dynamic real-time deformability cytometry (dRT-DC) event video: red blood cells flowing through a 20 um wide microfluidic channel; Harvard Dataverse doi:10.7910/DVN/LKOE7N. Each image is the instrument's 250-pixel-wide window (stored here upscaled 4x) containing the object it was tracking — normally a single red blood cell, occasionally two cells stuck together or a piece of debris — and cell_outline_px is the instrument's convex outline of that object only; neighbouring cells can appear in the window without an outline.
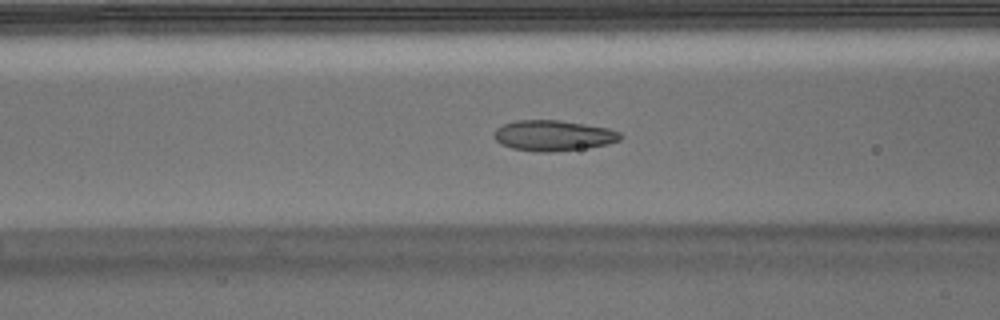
{"species": "Egyptian fruit bat (a non-hibernating species)", "species_latin": "Rousettus aegyptiacus", "temperature_condition": "warm", "stored_images_in_passage": 44, "camera_frame_rate_fps": 3000, "um_per_image_px": 0.085, "animal": {"sex": "male"}, "frame": {"image": 1, "passage_image": 19, "time_ms": 6.0, "image_size_px": [1000, 320], "cell_outline_px": [[620, 140], [604, 144], [580, 148], [548, 152], [536, 152], [512, 148], [500, 144], [492, 136], [496, 128], [504, 124], [516, 120], [560, 120], [608, 128], [620, 132]], "centroid_in_image_um": [46.95, 11.51], "position_along_channel_um": 119.6, "area_um2": 22.25}}
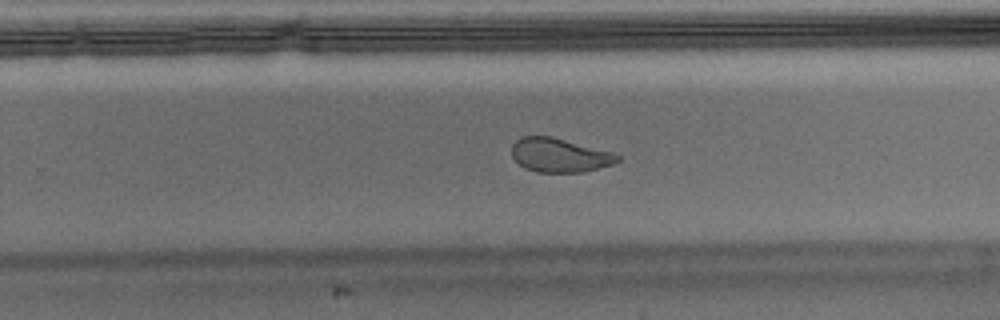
{"frame": {"image": 2, "passage_image": 32, "time_ms": 10.333, "image_size_px": [1000, 320], "cell_outline_px": [[620, 160], [612, 164], [580, 172], [536, 172], [524, 168], [512, 156], [512, 144], [520, 136], [552, 136], [616, 152], [620, 156]], "centroid_in_image_um": [47.57, 13.17], "position_along_channel_um": 282.2, "area_um2": 21.1}, "authors_computed_cell_mechanics": {"area_um2": 22.0507, "velocity_mm_per_s": 3.7608, "shape_relaxation_time_tau1_ms": null, "shape_relaxation_time_tau2_ms": 0.9936, "deformation_change_tau1": null, "deformation_change_tau2": 0.0664}}